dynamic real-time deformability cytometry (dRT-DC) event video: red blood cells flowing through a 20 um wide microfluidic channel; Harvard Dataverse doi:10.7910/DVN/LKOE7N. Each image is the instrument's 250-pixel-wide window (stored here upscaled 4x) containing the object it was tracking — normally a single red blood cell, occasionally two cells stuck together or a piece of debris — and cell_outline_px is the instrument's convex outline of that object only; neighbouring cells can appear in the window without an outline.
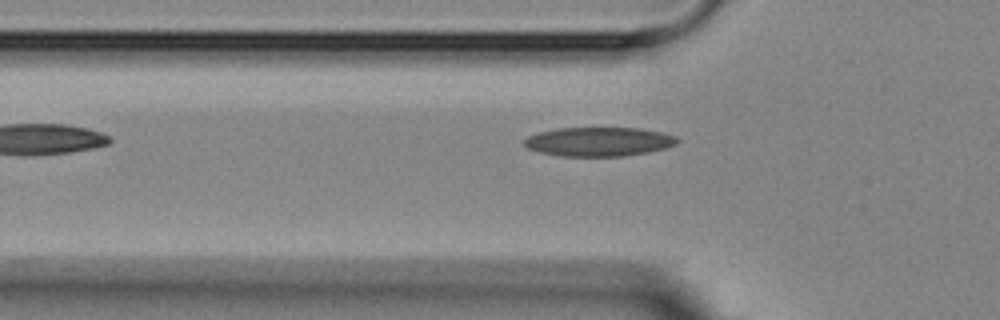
{"species": "Egyptian fruit bat (a non-hibernating species)", "species_latin": "Rousettus aegyptiacus", "temperature_condition": "room temperature", "stored_images_in_passage": 6, "camera_frame_rate_fps": 3000, "um_per_image_px": 0.085, "animal": {"sex": "female"}, "frame": {"image": 1, "passage_image": 3, "time_ms": 2.333, "image_size_px": [1000, 320], "cell_outline_px": [[680, 140], [676, 144], [664, 148], [648, 152], [624, 156], [560, 156], [540, 152], [528, 148], [524, 144], [524, 140], [528, 136], [536, 132], [556, 128], [640, 128], [660, 132], [676, 136]], "centroid_in_image_um": [50.88, 12.04], "position_along_channel_um": 74.9, "area_um2": 25.95}}
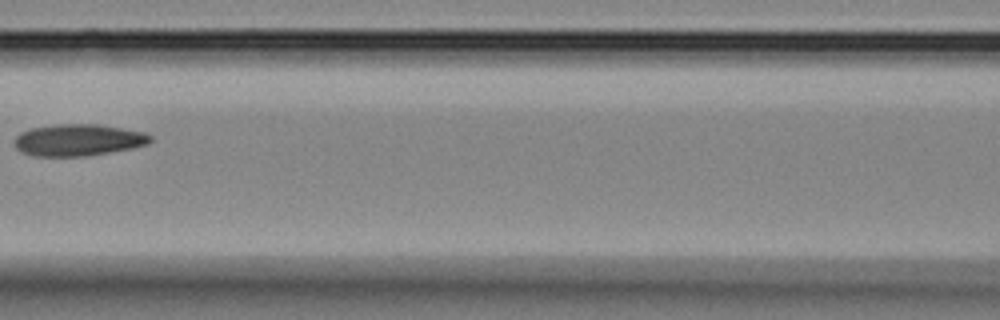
{"frame": {"image": 2, "passage_image": 5, "time_ms": 4.667, "image_size_px": [1000, 320], "cell_outline_px": [[152, 140], [148, 144], [132, 148], [84, 156], [36, 156], [20, 152], [16, 148], [16, 136], [20, 132], [32, 128], [56, 124], [96, 124], [144, 132], [152, 136]], "centroid_in_image_um": [6.65, 11.9], "position_along_channel_um": 160.0, "area_um2": 24.97}}
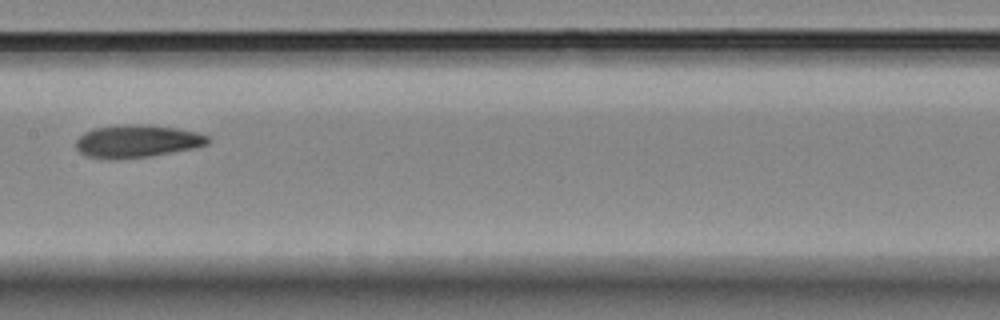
{"frame": {"image": 3, "passage_image": 6, "time_ms": 5.667, "image_size_px": [1000, 320], "cell_outline_px": [[208, 144], [192, 148], [152, 156], [116, 160], [104, 160], [84, 156], [76, 148], [76, 140], [84, 132], [92, 128], [128, 124], [152, 124], [176, 128], [196, 132], [208, 136]], "centroid_in_image_um": [11.59, 12.01], "position_along_channel_um": 195.8, "area_um2": 25.49}}